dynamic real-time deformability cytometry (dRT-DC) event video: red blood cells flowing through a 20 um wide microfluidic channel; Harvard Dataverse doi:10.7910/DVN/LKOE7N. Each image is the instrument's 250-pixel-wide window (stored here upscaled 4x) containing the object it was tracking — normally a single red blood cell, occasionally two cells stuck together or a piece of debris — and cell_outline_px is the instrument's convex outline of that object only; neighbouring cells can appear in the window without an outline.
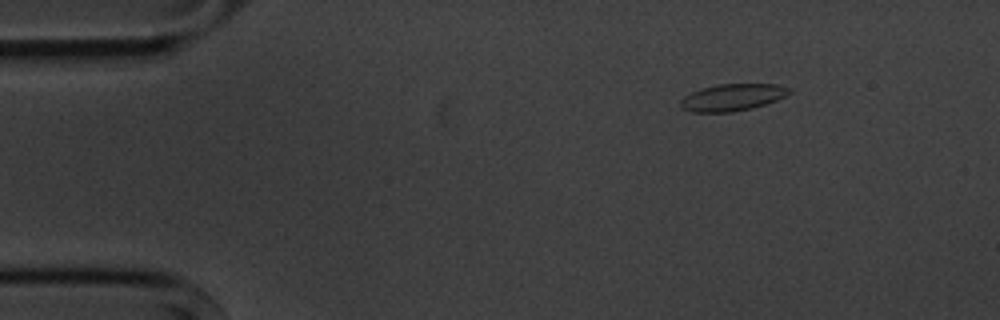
{"species": "common noctule bat (a hibernating species)", "species_latin": "Nyctalus noctula", "temperature_condition": "cold", "stored_images_in_passage": 4, "camera_frame_rate_fps": 3000, "um_per_image_px": 0.085, "animal": {"sex": "male", "body_mass_g": 20.1, "forearm_length_mm": 53.5}, "frame": {"image": 1, "passage_image": 2, "time_ms": 1.0, "image_size_px": [1000, 320], "cell_outline_px": [[792, 92], [776, 100], [752, 108], [732, 112], [692, 112], [684, 108], [680, 104], [680, 100], [684, 96], [692, 92], [704, 88], [720, 84], [776, 84], [792, 88]], "centroid_in_image_um": [62.28, 8.27], "position_along_channel_um": 22.7, "area_um2": 16.88}}